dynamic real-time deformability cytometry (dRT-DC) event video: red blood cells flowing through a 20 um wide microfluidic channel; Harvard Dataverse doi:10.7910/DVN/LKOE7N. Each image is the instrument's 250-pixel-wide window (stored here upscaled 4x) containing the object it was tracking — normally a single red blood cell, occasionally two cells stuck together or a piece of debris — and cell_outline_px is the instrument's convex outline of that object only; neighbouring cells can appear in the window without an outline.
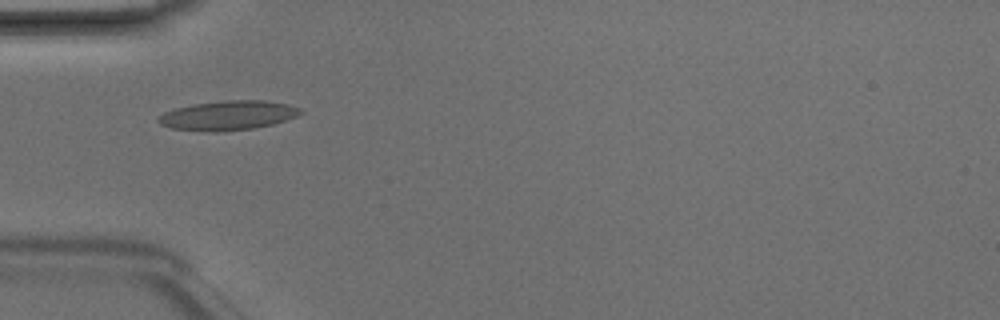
{"species": "Egyptian fruit bat (a non-hibernating species)", "species_latin": "Rousettus aegyptiacus", "temperature_condition": "room temperature", "stored_images_in_passage": 5, "camera_frame_rate_fps": 3000, "um_per_image_px": 0.085, "animal": {"sex": "male"}, "frame": {"image": 1, "passage_image": 4, "time_ms": 1.0, "image_size_px": [1000, 320], "cell_outline_px": [[304, 112], [296, 116], [272, 124], [252, 128], [172, 128], [160, 124], [156, 120], [164, 112], [176, 108], [192, 104], [224, 100], [268, 100], [288, 104], [300, 108]], "centroid_in_image_um": [19.45, 9.73], "position_along_channel_um": 65.6, "area_um2": 23.06}}